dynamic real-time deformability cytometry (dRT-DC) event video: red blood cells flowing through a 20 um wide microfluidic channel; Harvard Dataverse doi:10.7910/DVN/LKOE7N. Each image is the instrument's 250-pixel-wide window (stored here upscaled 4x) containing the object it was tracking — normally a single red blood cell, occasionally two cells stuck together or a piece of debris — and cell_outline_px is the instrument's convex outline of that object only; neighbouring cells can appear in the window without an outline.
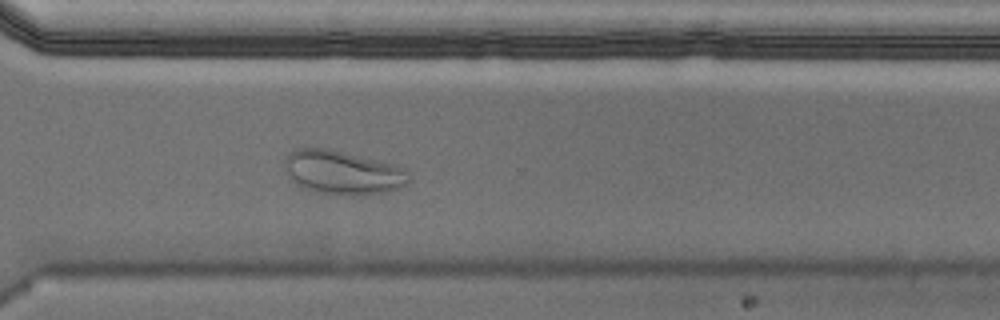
{"species": "Egyptian fruit bat (a non-hibernating species)", "species_latin": "Rousettus aegyptiacus", "temperature_condition": "cold", "stored_images_in_passage": 55, "camera_frame_rate_fps": 3000, "um_per_image_px": 0.085, "animal": {"sex": "male"}, "frame": {"image": 1, "passage_image": 40, "time_ms": 13.0, "image_size_px": [1000, 320], "cell_outline_px": [[408, 180], [404, 184], [396, 188], [384, 192], [316, 192], [304, 188], [296, 184], [292, 180], [284, 168], [284, 164], [288, 156], [296, 148], [324, 148], [392, 164], [408, 168]], "centroid_in_image_um": [29.08, 14.62], "position_along_channel_um": 341.5, "area_um2": 30.17}, "authors_computed_cell_mechanics": {"area_um2": 23.0622, "velocity_mm_per_s": 3.5019, "shape_relaxation_time_tau1_ms": null, "shape_relaxation_time_tau2_ms": 1.6576, "deformation_change_tau1": null, "deformation_change_tau2": 0.0634}}